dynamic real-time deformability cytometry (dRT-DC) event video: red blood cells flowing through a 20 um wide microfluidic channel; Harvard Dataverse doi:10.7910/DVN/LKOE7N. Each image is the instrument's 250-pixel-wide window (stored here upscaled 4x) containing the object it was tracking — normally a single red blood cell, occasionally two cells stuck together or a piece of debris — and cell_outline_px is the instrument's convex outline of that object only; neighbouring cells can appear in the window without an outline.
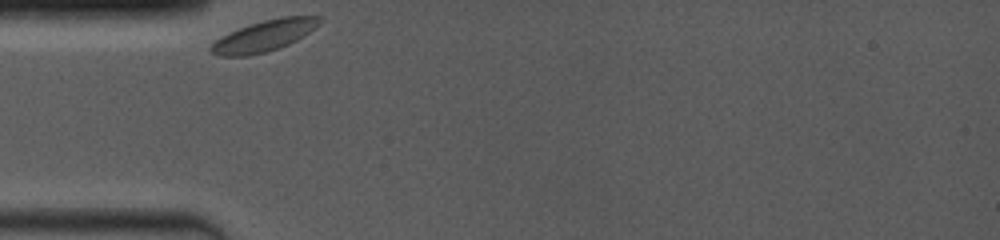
{"species": "common noctule bat (a hibernating species)", "species_latin": "Nyctalus noctula", "temperature_condition": "room temperature", "stored_images_in_passage": 4, "camera_frame_rate_fps": 4000, "um_per_image_px": 0.085, "animal": {"sex": "female", "body_mass_g": 19.0, "forearm_length_mm": 53.3}, "frame": {"image": 1, "passage_image": 1, "time_ms": 0.0, "image_size_px": [1000, 240], "cell_outline_px": [[324, 20], [320, 24], [296, 40], [280, 48], [248, 56], [220, 56], [212, 52], [208, 48], [216, 40], [240, 28], [264, 20], [284, 16], [324, 16]], "centroid_in_image_um": [22.51, 3.04], "position_along_channel_um": 62.5, "area_um2": 19.36}}
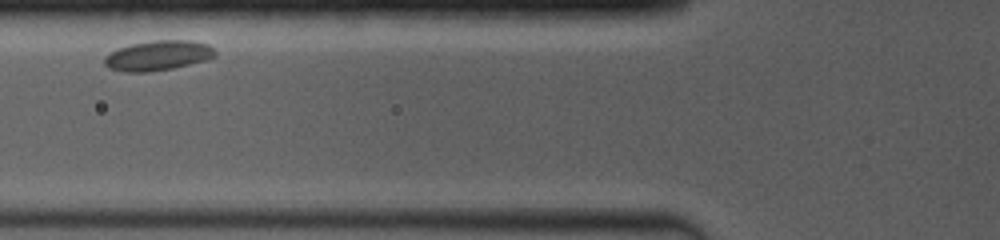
{"frame": {"image": 2, "passage_image": 3, "time_ms": 0.5, "image_size_px": [1000, 240], "cell_outline_px": [[216, 56], [208, 60], [172, 68], [148, 72], [124, 72], [108, 68], [104, 64], [104, 56], [108, 52], [132, 44], [152, 40], [192, 40], [208, 44], [216, 52]], "centroid_in_image_um": [13.43, 4.72], "position_along_channel_um": 112.4, "area_um2": 19.48}}